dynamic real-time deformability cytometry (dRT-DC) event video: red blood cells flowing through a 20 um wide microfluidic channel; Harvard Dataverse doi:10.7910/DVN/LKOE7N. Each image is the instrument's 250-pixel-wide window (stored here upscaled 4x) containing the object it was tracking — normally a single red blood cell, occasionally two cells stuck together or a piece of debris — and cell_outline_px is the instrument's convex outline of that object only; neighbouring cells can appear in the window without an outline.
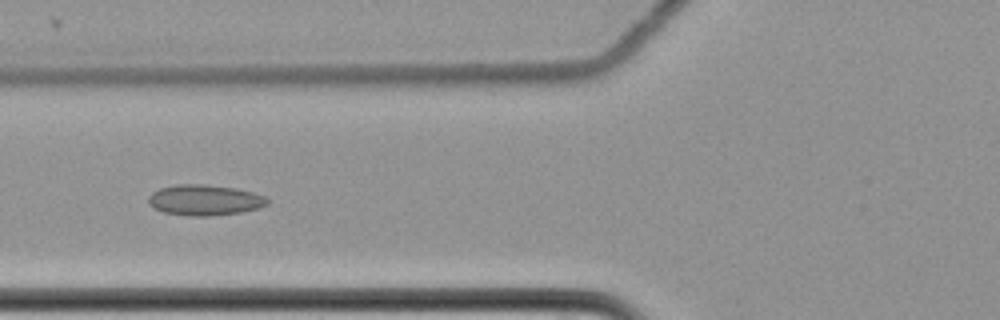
{"species": "common noctule bat (a hibernating species)", "species_latin": "Nyctalus noctula", "temperature_condition": "cold", "stored_images_in_passage": 9, "camera_frame_rate_fps": 3000, "um_per_image_px": 0.085, "animal": {"sex": "female", "body_mass_g": 22.7, "forearm_length_mm": 54.2}, "frame": {"image": 1, "passage_image": 8, "time_ms": 2.333, "image_size_px": [1000, 320], "cell_outline_px": [[268, 204], [260, 208], [240, 212], [212, 216], [188, 216], [164, 212], [152, 208], [148, 204], [148, 196], [152, 192], [160, 188], [176, 184], [204, 184], [236, 188], [252, 192], [264, 196], [268, 200]], "centroid_in_image_um": [17.37, 17.01], "position_along_channel_um": 108.4, "area_um2": 21.44}}
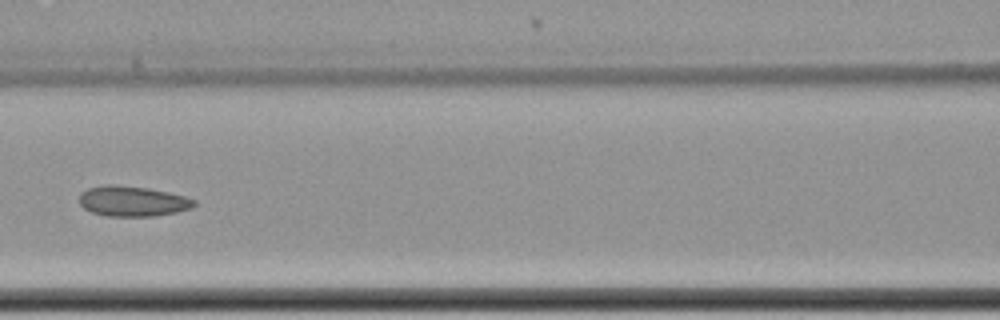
{"frame": {"image": 2, "passage_image": 9, "time_ms": 2.667, "image_size_px": [1000, 320], "cell_outline_px": [[196, 204], [192, 208], [176, 212], [152, 216], [108, 216], [92, 212], [84, 208], [80, 204], [80, 192], [88, 188], [108, 184], [112, 184], [148, 188], [168, 192], [184, 196], [196, 200]], "centroid_in_image_um": [11.27, 17.1], "position_along_channel_um": 155.3, "area_um2": 20.23}}